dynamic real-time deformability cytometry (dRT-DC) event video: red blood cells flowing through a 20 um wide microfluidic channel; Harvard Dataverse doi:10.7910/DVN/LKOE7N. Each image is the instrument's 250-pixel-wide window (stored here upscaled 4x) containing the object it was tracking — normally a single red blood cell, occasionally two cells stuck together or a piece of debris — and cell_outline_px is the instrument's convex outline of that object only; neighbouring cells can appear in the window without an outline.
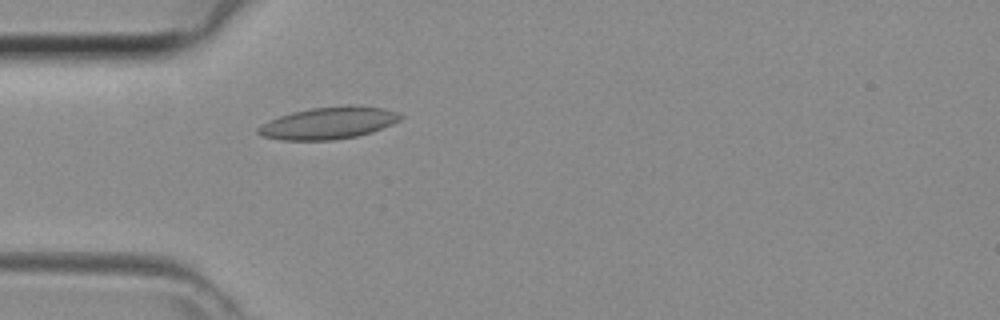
{"species": "common noctule bat (a hibernating species)", "species_latin": "Nyctalus noctula", "temperature_condition": "room temperature", "stored_images_in_passage": 42, "camera_frame_rate_fps": 3000, "um_per_image_px": 0.085, "animal": {"sex": "female", "body_mass_g": 29.2, "forearm_length_mm": 56.3}, "frame": {"image": 1, "passage_image": 11, "time_ms": 3.333, "image_size_px": [1000, 320], "cell_outline_px": [[404, 116], [400, 120], [392, 124], [372, 132], [356, 136], [332, 140], [280, 140], [260, 136], [256, 132], [256, 128], [280, 116], [292, 112], [308, 108], [348, 104], [384, 108], [396, 112]], "centroid_in_image_um": [27.93, 10.45], "position_along_channel_um": 57.1, "area_um2": 26.7}}
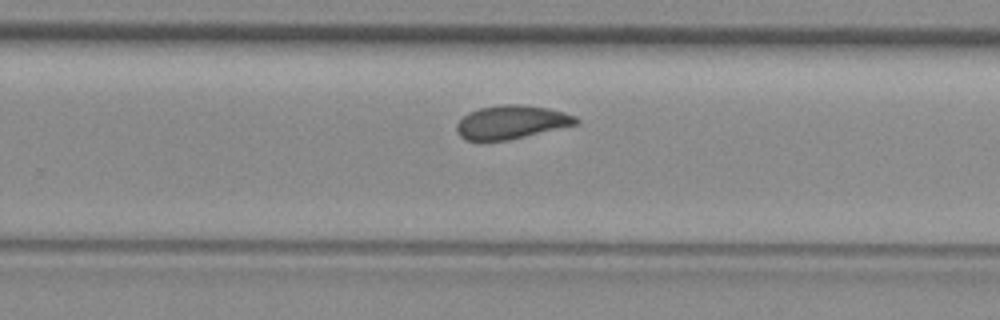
{"frame": {"image": 2, "passage_image": 26, "time_ms": 8.333, "image_size_px": [1000, 320], "cell_outline_px": [[580, 124], [508, 140], [468, 140], [460, 136], [456, 132], [456, 124], [468, 112], [480, 108], [504, 104], [520, 104], [548, 108], [564, 112], [576, 116], [580, 120]], "centroid_in_image_um": [43.51, 10.38], "position_along_channel_um": 286.3, "area_um2": 23.35}}
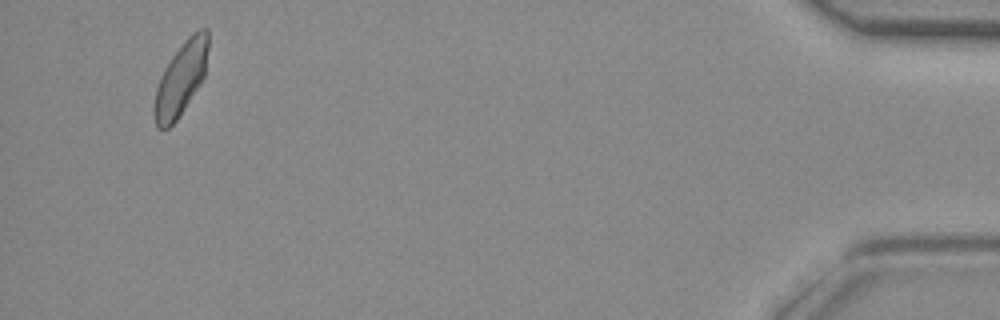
{"frame": {"image": 3, "passage_image": 40, "time_ms": 13.0, "image_size_px": [1000, 320], "cell_outline_px": [[208, 48], [204, 76], [200, 84], [176, 120], [168, 128], [156, 128], [152, 112], [152, 108], [156, 88], [164, 68], [172, 56], [184, 40], [192, 32], [200, 28], [208, 28]], "centroid_in_image_um": [15.35, 6.68], "position_along_channel_um": 419.8, "area_um2": 23.0}}